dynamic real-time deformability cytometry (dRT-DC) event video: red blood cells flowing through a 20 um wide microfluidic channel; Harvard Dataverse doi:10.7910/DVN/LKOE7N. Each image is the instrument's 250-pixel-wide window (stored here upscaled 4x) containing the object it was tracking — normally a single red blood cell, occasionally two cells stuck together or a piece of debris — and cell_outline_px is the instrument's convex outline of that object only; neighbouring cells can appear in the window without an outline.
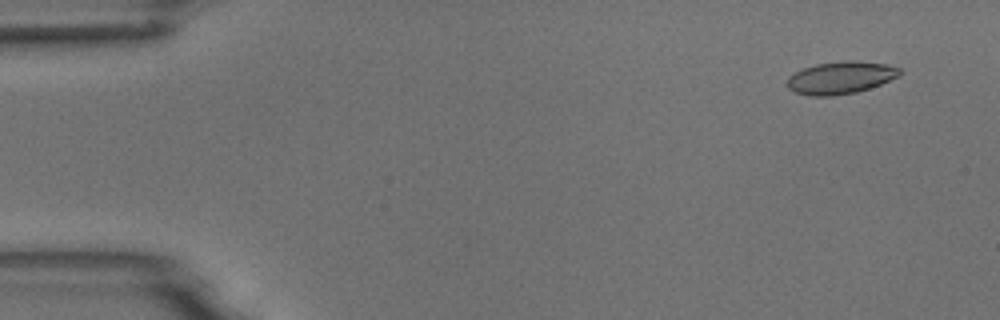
{"species": "common noctule bat (a hibernating species)", "species_latin": "Nyctalus noctula", "temperature_condition": "room temperature", "stored_images_in_passage": 55, "camera_frame_rate_fps": 3000, "um_per_image_px": 0.085, "animal": {"sex": "male", "body_mass_g": 18.8}, "frame": {"image": 1, "passage_image": 4, "time_ms": 1.0, "image_size_px": [1000, 320], "cell_outline_px": [[900, 76], [880, 84], [856, 92], [832, 96], [812, 96], [796, 92], [788, 88], [788, 76], [804, 68], [816, 64], [844, 60], [856, 60], [888, 64], [900, 68]], "centroid_in_image_um": [71.48, 6.59], "position_along_channel_um": 13.5, "area_um2": 21.21}}
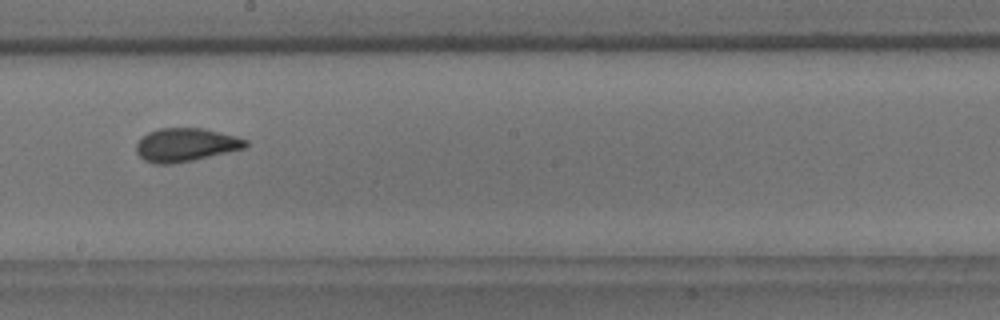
{"frame": {"image": 2, "passage_image": 31, "time_ms": 10.0, "image_size_px": [1000, 320], "cell_outline_px": [[248, 144], [244, 148], [192, 160], [172, 164], [156, 164], [144, 160], [136, 152], [136, 144], [148, 132], [160, 128], [204, 128], [236, 136], [248, 140]], "centroid_in_image_um": [15.78, 12.3], "position_along_channel_um": 232.4, "area_um2": 21.1}}
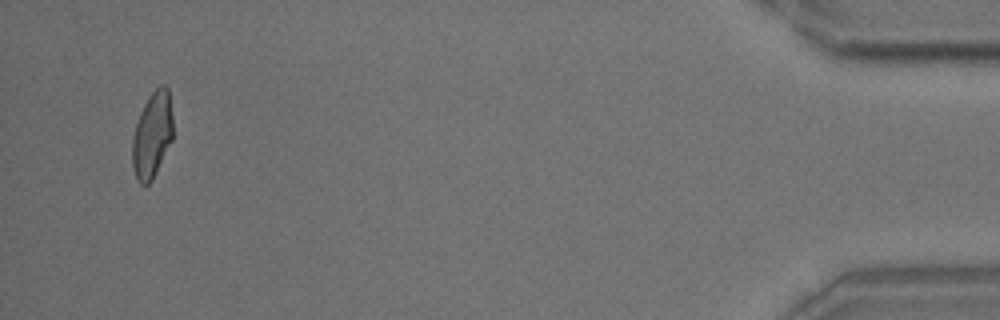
{"frame": {"image": 3, "passage_image": 53, "time_ms": 17.333, "image_size_px": [1000, 320], "cell_outline_px": [[172, 140], [152, 180], [148, 184], [140, 184], [136, 180], [132, 168], [132, 136], [140, 112], [148, 96], [160, 84], [164, 84], [168, 88], [172, 116]], "centroid_in_image_um": [12.92, 11.47], "position_along_channel_um": 422.3, "area_um2": 20.46}, "authors_computed_cell_mechanics": {"area_um2": 21.0392, "velocity_mm_per_s": 3.6857, "shape_relaxation_time_tau1_ms": 5.1027, "shape_relaxation_time_tau2_ms": 1.0963, "deformation_change_tau1": 0.1374, "deformation_change_tau2": 0.0627}}